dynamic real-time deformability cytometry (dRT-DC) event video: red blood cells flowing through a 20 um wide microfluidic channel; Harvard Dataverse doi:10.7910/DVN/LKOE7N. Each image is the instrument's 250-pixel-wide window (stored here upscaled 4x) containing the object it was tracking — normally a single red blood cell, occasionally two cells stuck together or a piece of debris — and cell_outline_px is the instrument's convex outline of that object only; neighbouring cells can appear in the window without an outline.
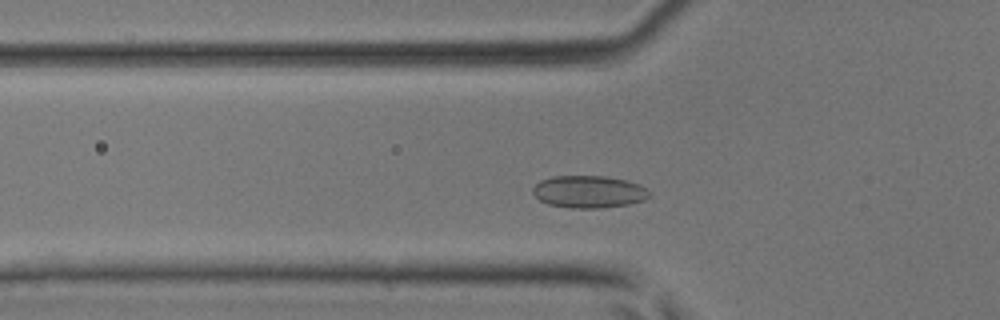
{"species": "common noctule bat (a hibernating species)", "species_latin": "Nyctalus noctula", "temperature_condition": "room temperature", "stored_images_in_passage": 37, "camera_frame_rate_fps": 3000, "um_per_image_px": 0.085, "animal": {"sex": "male", "body_mass_g": 17.9, "forearm_length_mm": 54.2}, "frame": {"image": 1, "passage_image": 9, "time_ms": 2.667, "image_size_px": [1000, 320], "cell_outline_px": [[652, 196], [644, 200], [628, 204], [600, 208], [572, 208], [548, 204], [540, 200], [532, 192], [532, 188], [540, 180], [552, 176], [604, 176], [628, 180], [644, 188]], "centroid_in_image_um": [50.03, 16.29], "position_along_channel_um": 75.8, "area_um2": 21.85}}
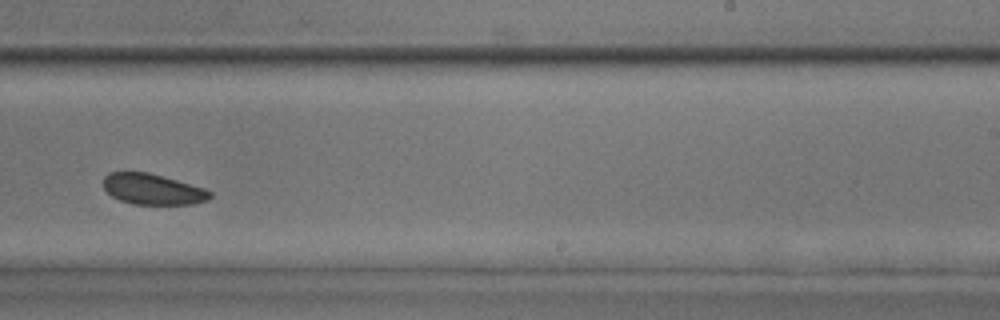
{"frame": {"image": 2, "passage_image": 22, "time_ms": 7.0, "image_size_px": [1000, 320], "cell_outline_px": [[212, 196], [208, 200], [192, 204], [132, 204], [120, 200], [112, 196], [104, 188], [104, 176], [108, 172], [148, 172], [204, 188], [212, 192]], "centroid_in_image_um": [12.98, 16.08], "position_along_channel_um": 276.0, "area_um2": 19.02}}
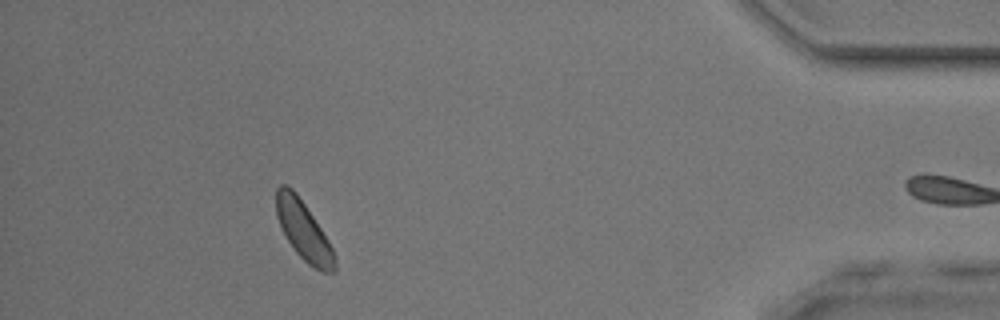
{"frame": {"image": 3, "passage_image": 34, "time_ms": 11.0, "image_size_px": [1000, 320], "cell_outline_px": [[336, 272], [324, 272], [308, 264], [296, 252], [288, 240], [276, 216], [276, 188], [280, 184], [288, 184], [296, 192], [320, 228], [332, 248], [336, 256]], "centroid_in_image_um": [25.8, 19.59], "position_along_channel_um": 409.4, "area_um2": 19.71}}